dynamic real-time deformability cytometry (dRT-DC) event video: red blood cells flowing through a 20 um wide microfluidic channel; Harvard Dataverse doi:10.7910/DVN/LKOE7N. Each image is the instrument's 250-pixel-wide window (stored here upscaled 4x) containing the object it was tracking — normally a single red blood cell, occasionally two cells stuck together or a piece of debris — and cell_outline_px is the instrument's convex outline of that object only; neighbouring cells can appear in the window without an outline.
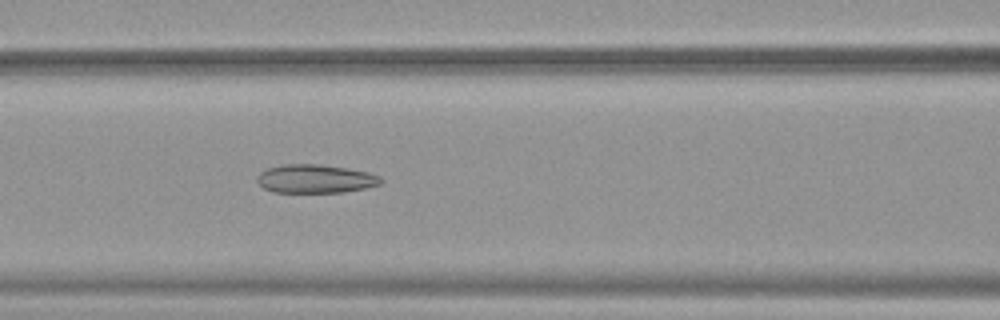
{"species": "common noctule bat (a hibernating species)", "species_latin": "Nyctalus noctula", "temperature_condition": "warm", "stored_images_in_passage": 40, "camera_frame_rate_fps": 3000, "um_per_image_px": 0.085, "animal": {"sex": "female", "body_mass_g": 19.9}, "frame": {"image": 1, "passage_image": 11, "time_ms": 3.333, "image_size_px": [1000, 320], "cell_outline_px": [[384, 180], [380, 184], [364, 188], [344, 192], [272, 192], [264, 188], [256, 180], [256, 176], [260, 172], [268, 168], [284, 164], [316, 164], [348, 168], [368, 172], [380, 176]], "centroid_in_image_um": [26.8, 15.19], "position_along_channel_um": 139.8, "area_um2": 20.58}}
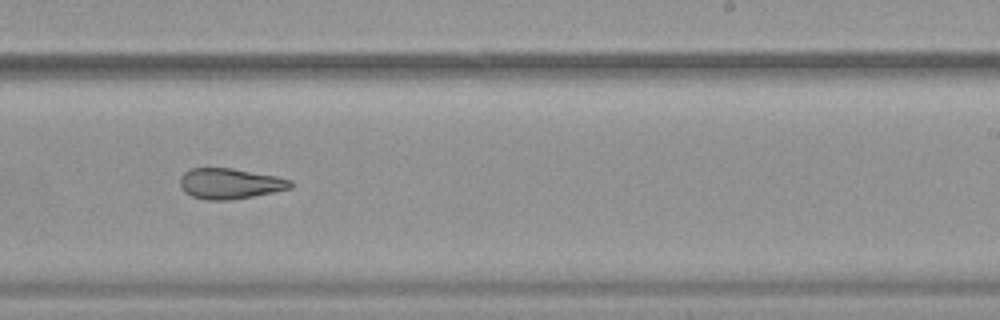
{"frame": {"image": 2, "passage_image": 21, "time_ms": 6.667, "image_size_px": [1000, 320], "cell_outline_px": [[292, 188], [232, 200], [208, 200], [192, 196], [184, 192], [180, 184], [180, 176], [188, 168], [232, 168], [276, 176], [292, 180]], "centroid_in_image_um": [19.52, 15.6], "position_along_channel_um": 269.5, "area_um2": 19.71}}
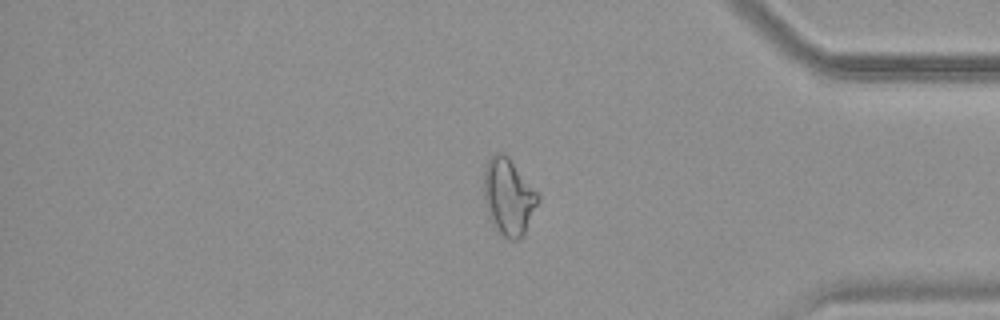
{"frame": {"image": 3, "passage_image": 32, "time_ms": 10.333, "image_size_px": [1000, 320], "cell_outline_px": [[540, 200], [524, 236], [516, 240], [508, 240], [492, 224], [488, 216], [484, 204], [484, 164], [496, 152], [504, 152], [508, 156], [540, 196]], "centroid_in_image_um": [43.22, 16.74], "position_along_channel_um": 392.0, "area_um2": 24.45}, "authors_computed_cell_mechanics": {"area_um2": 21.4149, "velocity_mm_per_s": 3.9097, "shape_relaxation_time_tau1_ms": null, "shape_relaxation_time_tau2_ms": 3.8929, "deformation_change_tau1": null, "deformation_change_tau2": 0.1362}}